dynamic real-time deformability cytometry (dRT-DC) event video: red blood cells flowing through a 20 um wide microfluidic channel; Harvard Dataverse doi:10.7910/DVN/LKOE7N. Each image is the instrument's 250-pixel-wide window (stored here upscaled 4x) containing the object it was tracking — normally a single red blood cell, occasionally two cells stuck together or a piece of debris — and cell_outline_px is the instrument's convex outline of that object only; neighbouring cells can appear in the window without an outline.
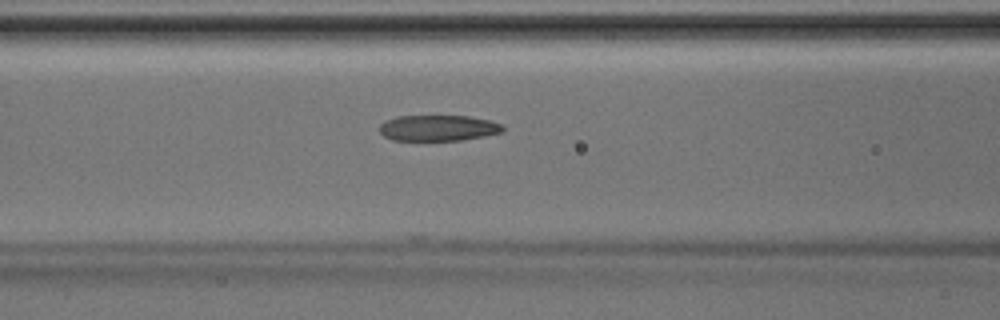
{"species": "Egyptian fruit bat (a non-hibernating species)", "species_latin": "Rousettus aegyptiacus", "temperature_condition": "room temperature", "stored_images_in_passage": 9, "camera_frame_rate_fps": 3000, "um_per_image_px": 0.085, "animal": {"sex": "male"}, "frame": {"image": 1, "passage_image": 7, "time_ms": 2.0, "image_size_px": [1000, 320], "cell_outline_px": [[504, 132], [484, 136], [460, 140], [392, 140], [384, 136], [380, 132], [380, 124], [384, 120], [396, 116], [468, 116], [492, 120], [500, 124], [504, 128]], "centroid_in_image_um": [37.24, 10.87], "position_along_channel_um": 129.4, "area_um2": 18.67}}